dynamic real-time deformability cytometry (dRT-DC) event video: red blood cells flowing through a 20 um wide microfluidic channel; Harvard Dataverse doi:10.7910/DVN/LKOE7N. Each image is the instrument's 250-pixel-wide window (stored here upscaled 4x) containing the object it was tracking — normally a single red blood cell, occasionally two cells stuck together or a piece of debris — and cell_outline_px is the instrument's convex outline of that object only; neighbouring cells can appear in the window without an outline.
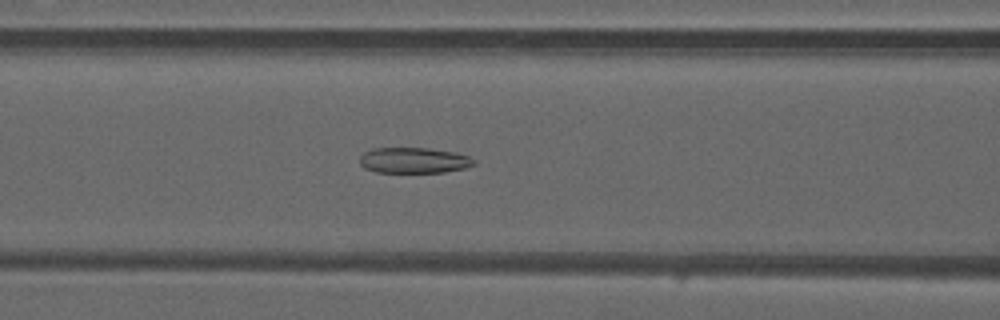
{"species": "common noctule bat (a hibernating species)", "species_latin": "Nyctalus noctula", "temperature_condition": "warm", "stored_images_in_passage": 48, "camera_frame_rate_fps": 3000, "um_per_image_px": 0.085, "animal": {"sex": "male", "forearm_length_mm": 52.5}, "frame": {"image": 1, "passage_image": 20, "time_ms": 6.333, "image_size_px": [1000, 320], "cell_outline_px": [[476, 164], [464, 168], [444, 172], [376, 172], [364, 168], [360, 164], [360, 156], [364, 152], [372, 148], [428, 148], [456, 152], [468, 156], [476, 160]], "centroid_in_image_um": [35.18, 13.62], "position_along_channel_um": 131.4, "area_um2": 17.17}}
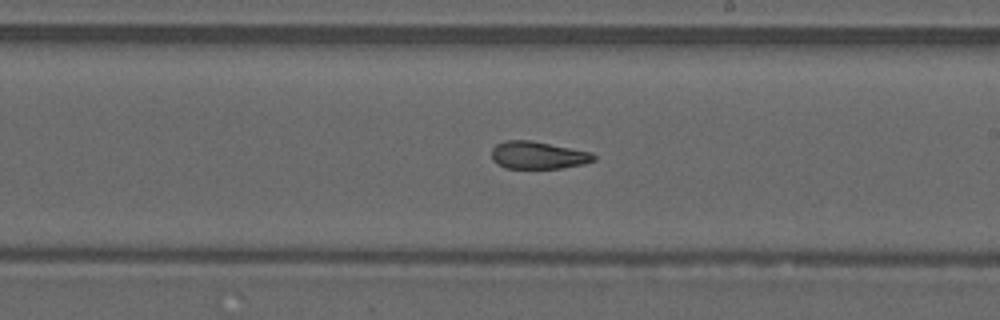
{"frame": {"image": 2, "passage_image": 28, "time_ms": 9.0, "image_size_px": [1000, 320], "cell_outline_px": [[596, 160], [584, 164], [560, 168], [504, 168], [496, 164], [492, 160], [492, 148], [496, 144], [504, 140], [532, 140], [592, 152], [596, 156]], "centroid_in_image_um": [45.72, 13.19], "position_along_channel_um": 243.3, "area_um2": 16.59}}
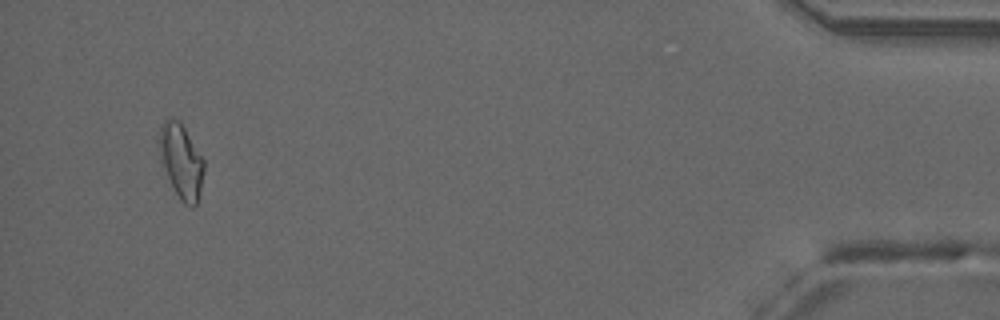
{"frame": {"image": 3, "passage_image": 46, "time_ms": 15.0, "image_size_px": [1000, 320], "cell_outline_px": [[204, 172], [196, 204], [192, 208], [184, 204], [180, 200], [168, 176], [160, 156], [156, 140], [160, 124], [164, 120], [176, 120], [184, 128], [204, 160]], "centroid_in_image_um": [15.37, 13.68], "position_along_channel_um": 419.8, "area_um2": 19.02}, "authors_computed_cell_mechanics": {"area_um2": 17.6579, "velocity_mm_per_s": 4.1976, "shape_relaxation_time_tau1_ms": null, "shape_relaxation_time_tau2_ms": 2.6582, "deformation_change_tau1": null, "deformation_change_tau2": 0.099}}